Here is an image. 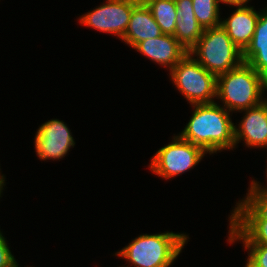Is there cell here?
Returning a JSON list of instances; mask_svg holds the SVG:
<instances>
[{"label":"cell","mask_w":267,"mask_h":267,"mask_svg":"<svg viewBox=\"0 0 267 267\" xmlns=\"http://www.w3.org/2000/svg\"><path fill=\"white\" fill-rule=\"evenodd\" d=\"M247 192L233 207L229 220H267V188L253 179Z\"/></svg>","instance_id":"obj_13"},{"label":"cell","mask_w":267,"mask_h":267,"mask_svg":"<svg viewBox=\"0 0 267 267\" xmlns=\"http://www.w3.org/2000/svg\"><path fill=\"white\" fill-rule=\"evenodd\" d=\"M188 239L186 233L172 231L141 234L115 252V255L134 267H170L181 254ZM131 265L127 267H132Z\"/></svg>","instance_id":"obj_2"},{"label":"cell","mask_w":267,"mask_h":267,"mask_svg":"<svg viewBox=\"0 0 267 267\" xmlns=\"http://www.w3.org/2000/svg\"><path fill=\"white\" fill-rule=\"evenodd\" d=\"M188 53L216 76L238 67L243 62L242 51L232 42L221 25L204 29L202 36Z\"/></svg>","instance_id":"obj_4"},{"label":"cell","mask_w":267,"mask_h":267,"mask_svg":"<svg viewBox=\"0 0 267 267\" xmlns=\"http://www.w3.org/2000/svg\"><path fill=\"white\" fill-rule=\"evenodd\" d=\"M175 3L177 17L174 36L189 51L202 36L203 29L195 18L192 0H175Z\"/></svg>","instance_id":"obj_15"},{"label":"cell","mask_w":267,"mask_h":267,"mask_svg":"<svg viewBox=\"0 0 267 267\" xmlns=\"http://www.w3.org/2000/svg\"><path fill=\"white\" fill-rule=\"evenodd\" d=\"M169 72L173 85L190 105L215 102L217 76L189 53Z\"/></svg>","instance_id":"obj_5"},{"label":"cell","mask_w":267,"mask_h":267,"mask_svg":"<svg viewBox=\"0 0 267 267\" xmlns=\"http://www.w3.org/2000/svg\"><path fill=\"white\" fill-rule=\"evenodd\" d=\"M265 79L248 63L217 76L216 99L230 113L257 106L263 102Z\"/></svg>","instance_id":"obj_3"},{"label":"cell","mask_w":267,"mask_h":267,"mask_svg":"<svg viewBox=\"0 0 267 267\" xmlns=\"http://www.w3.org/2000/svg\"><path fill=\"white\" fill-rule=\"evenodd\" d=\"M160 26L155 22L152 12L143 0L134 7L130 16L128 28L121 39L129 47L147 39L162 35Z\"/></svg>","instance_id":"obj_12"},{"label":"cell","mask_w":267,"mask_h":267,"mask_svg":"<svg viewBox=\"0 0 267 267\" xmlns=\"http://www.w3.org/2000/svg\"><path fill=\"white\" fill-rule=\"evenodd\" d=\"M6 184H0V197H2V192L4 190V187H5Z\"/></svg>","instance_id":"obj_24"},{"label":"cell","mask_w":267,"mask_h":267,"mask_svg":"<svg viewBox=\"0 0 267 267\" xmlns=\"http://www.w3.org/2000/svg\"><path fill=\"white\" fill-rule=\"evenodd\" d=\"M163 34L174 35L177 17L175 0H143Z\"/></svg>","instance_id":"obj_17"},{"label":"cell","mask_w":267,"mask_h":267,"mask_svg":"<svg viewBox=\"0 0 267 267\" xmlns=\"http://www.w3.org/2000/svg\"><path fill=\"white\" fill-rule=\"evenodd\" d=\"M140 0H106L100 6L81 15L79 24L96 31L110 33L119 40L128 28L133 7Z\"/></svg>","instance_id":"obj_7"},{"label":"cell","mask_w":267,"mask_h":267,"mask_svg":"<svg viewBox=\"0 0 267 267\" xmlns=\"http://www.w3.org/2000/svg\"><path fill=\"white\" fill-rule=\"evenodd\" d=\"M207 154L201 147L174 134L172 142L161 147L149 163L150 171L169 180L193 169Z\"/></svg>","instance_id":"obj_6"},{"label":"cell","mask_w":267,"mask_h":267,"mask_svg":"<svg viewBox=\"0 0 267 267\" xmlns=\"http://www.w3.org/2000/svg\"><path fill=\"white\" fill-rule=\"evenodd\" d=\"M227 242L267 245V220H229Z\"/></svg>","instance_id":"obj_16"},{"label":"cell","mask_w":267,"mask_h":267,"mask_svg":"<svg viewBox=\"0 0 267 267\" xmlns=\"http://www.w3.org/2000/svg\"><path fill=\"white\" fill-rule=\"evenodd\" d=\"M254 6H236V10L227 19L221 18V27L232 42L243 52L249 45L255 32L260 11Z\"/></svg>","instance_id":"obj_11"},{"label":"cell","mask_w":267,"mask_h":267,"mask_svg":"<svg viewBox=\"0 0 267 267\" xmlns=\"http://www.w3.org/2000/svg\"><path fill=\"white\" fill-rule=\"evenodd\" d=\"M136 49L145 58L155 62L169 71L174 68L188 51L178 42L174 35L162 34L159 37L137 43Z\"/></svg>","instance_id":"obj_9"},{"label":"cell","mask_w":267,"mask_h":267,"mask_svg":"<svg viewBox=\"0 0 267 267\" xmlns=\"http://www.w3.org/2000/svg\"><path fill=\"white\" fill-rule=\"evenodd\" d=\"M267 91V78L264 81V86H263V92ZM263 103L266 105L267 107V98L263 97Z\"/></svg>","instance_id":"obj_22"},{"label":"cell","mask_w":267,"mask_h":267,"mask_svg":"<svg viewBox=\"0 0 267 267\" xmlns=\"http://www.w3.org/2000/svg\"><path fill=\"white\" fill-rule=\"evenodd\" d=\"M192 3L195 18L203 30L220 26L219 0H192Z\"/></svg>","instance_id":"obj_18"},{"label":"cell","mask_w":267,"mask_h":267,"mask_svg":"<svg viewBox=\"0 0 267 267\" xmlns=\"http://www.w3.org/2000/svg\"><path fill=\"white\" fill-rule=\"evenodd\" d=\"M191 108L192 116L178 134L182 139L201 147L210 155L235 148V124L229 111L218 102L194 104Z\"/></svg>","instance_id":"obj_1"},{"label":"cell","mask_w":267,"mask_h":267,"mask_svg":"<svg viewBox=\"0 0 267 267\" xmlns=\"http://www.w3.org/2000/svg\"><path fill=\"white\" fill-rule=\"evenodd\" d=\"M239 112L244 116L234 125L235 147L244 141L246 147L267 149V107L262 102L257 106Z\"/></svg>","instance_id":"obj_10"},{"label":"cell","mask_w":267,"mask_h":267,"mask_svg":"<svg viewBox=\"0 0 267 267\" xmlns=\"http://www.w3.org/2000/svg\"><path fill=\"white\" fill-rule=\"evenodd\" d=\"M0 230V267H20Z\"/></svg>","instance_id":"obj_20"},{"label":"cell","mask_w":267,"mask_h":267,"mask_svg":"<svg viewBox=\"0 0 267 267\" xmlns=\"http://www.w3.org/2000/svg\"><path fill=\"white\" fill-rule=\"evenodd\" d=\"M248 251L245 267H267V245L243 244Z\"/></svg>","instance_id":"obj_19"},{"label":"cell","mask_w":267,"mask_h":267,"mask_svg":"<svg viewBox=\"0 0 267 267\" xmlns=\"http://www.w3.org/2000/svg\"><path fill=\"white\" fill-rule=\"evenodd\" d=\"M242 59L267 78V6L260 10L253 38L242 52Z\"/></svg>","instance_id":"obj_14"},{"label":"cell","mask_w":267,"mask_h":267,"mask_svg":"<svg viewBox=\"0 0 267 267\" xmlns=\"http://www.w3.org/2000/svg\"><path fill=\"white\" fill-rule=\"evenodd\" d=\"M251 0H219L222 4H226L232 7L236 6H245L249 3Z\"/></svg>","instance_id":"obj_21"},{"label":"cell","mask_w":267,"mask_h":267,"mask_svg":"<svg viewBox=\"0 0 267 267\" xmlns=\"http://www.w3.org/2000/svg\"><path fill=\"white\" fill-rule=\"evenodd\" d=\"M75 139L67 124L51 119L41 124L36 131L34 149L41 161L63 159L75 146Z\"/></svg>","instance_id":"obj_8"},{"label":"cell","mask_w":267,"mask_h":267,"mask_svg":"<svg viewBox=\"0 0 267 267\" xmlns=\"http://www.w3.org/2000/svg\"><path fill=\"white\" fill-rule=\"evenodd\" d=\"M267 167V166H266ZM266 179H267V168H266ZM267 183V182H266ZM267 188V186H265Z\"/></svg>","instance_id":"obj_25"},{"label":"cell","mask_w":267,"mask_h":267,"mask_svg":"<svg viewBox=\"0 0 267 267\" xmlns=\"http://www.w3.org/2000/svg\"><path fill=\"white\" fill-rule=\"evenodd\" d=\"M0 170H1V168H0ZM6 178H5V176H4V174H1V172H0V184H5L6 182V180H5Z\"/></svg>","instance_id":"obj_23"}]
</instances>
